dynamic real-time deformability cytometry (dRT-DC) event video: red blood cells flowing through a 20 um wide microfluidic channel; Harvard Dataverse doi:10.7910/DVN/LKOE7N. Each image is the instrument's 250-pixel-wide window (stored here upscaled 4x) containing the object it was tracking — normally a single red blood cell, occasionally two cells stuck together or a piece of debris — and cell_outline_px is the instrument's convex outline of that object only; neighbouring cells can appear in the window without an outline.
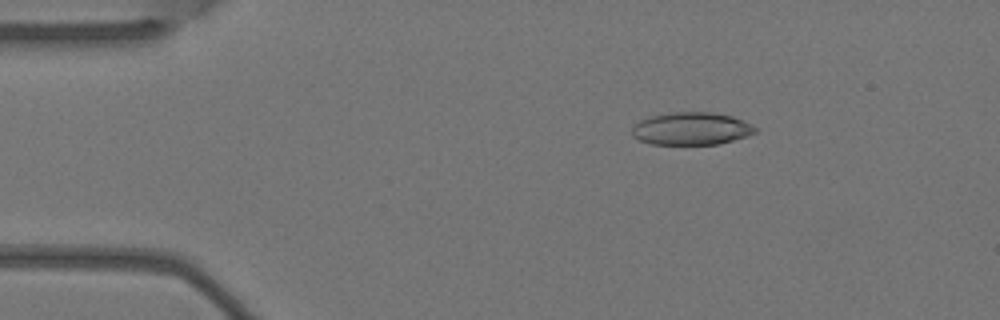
{"species": "Egyptian fruit bat (a non-hibernating species)", "species_latin": "Rousettus aegyptiacus", "temperature_condition": "warm", "stored_images_in_passage": 5, "camera_frame_rate_fps": 3000, "um_per_image_px": 0.085, "animal": {"sex": "female"}, "frame": {"image": 1, "passage_image": 3, "time_ms": 0.667, "image_size_px": [1000, 320], "cell_outline_px": [[760, 128], [756, 132], [748, 136], [720, 144], [652, 144], [640, 140], [632, 136], [632, 128], [640, 120], [652, 116], [672, 112], [712, 112], [732, 116], [744, 120]], "centroid_in_image_um": [58.83, 10.93], "position_along_channel_um": 26.2, "area_um2": 23.58}}